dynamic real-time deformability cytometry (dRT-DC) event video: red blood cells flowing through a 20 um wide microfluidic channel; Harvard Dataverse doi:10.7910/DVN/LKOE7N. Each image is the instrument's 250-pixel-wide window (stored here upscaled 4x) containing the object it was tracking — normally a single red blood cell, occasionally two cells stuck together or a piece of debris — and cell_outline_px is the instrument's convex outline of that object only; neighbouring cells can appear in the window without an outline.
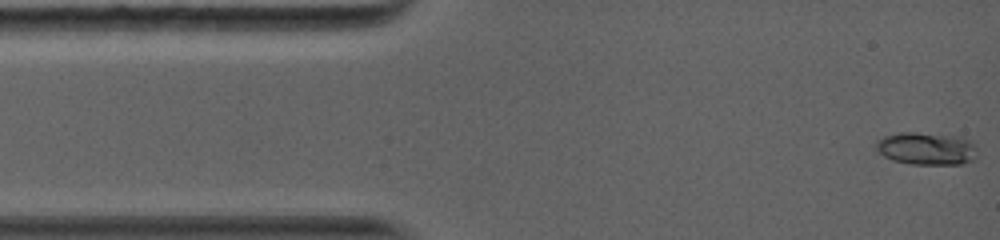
{"species": "common noctule bat (a hibernating species)", "species_latin": "Nyctalus noctula", "temperature_condition": "warm", "stored_images_in_passage": 26, "camera_frame_rate_fps": 5000, "um_per_image_px": 0.085, "animal": {"sex": "female", "body_mass_g": 19.0, "forearm_length_mm": 56.7}, "frame": {"image": 1, "passage_image": 1, "time_ms": 0.0, "image_size_px": [1000, 240], "cell_outline_px": [[976, 148], [972, 160], [960, 164], [912, 164], [892, 160], [884, 156], [876, 148], [876, 140], [884, 136], [900, 132], [916, 132], [960, 136], [972, 140]], "centroid_in_image_um": [78.74, 12.61], "position_along_channel_um": 6.3, "area_um2": 19.25}}
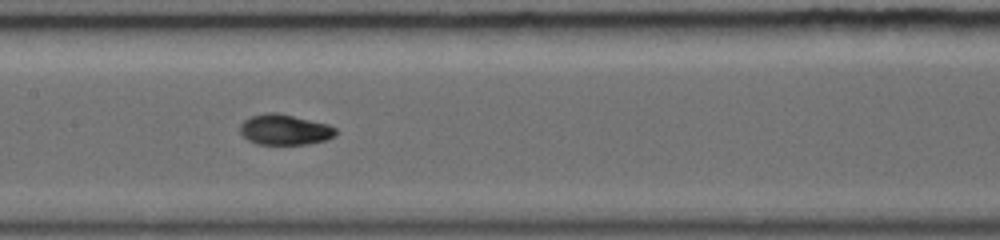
{"frame": {"image": 2, "passage_image": 11, "time_ms": 6.2, "image_size_px": [1000, 240], "cell_outline_px": [[336, 136], [328, 140], [308, 144], [256, 144], [248, 140], [240, 132], [240, 124], [244, 120], [252, 116], [264, 112], [276, 112], [328, 124], [336, 128]], "centroid_in_image_um": [24.21, 11.02], "position_along_channel_um": 183.2, "area_um2": 17.11}}
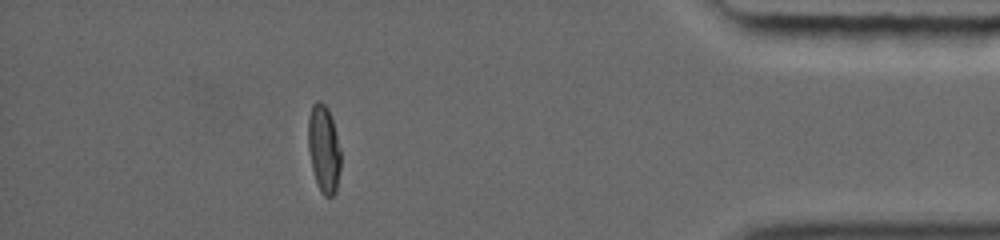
{"frame": {"image": 3, "passage_image": 22, "time_ms": 12.8, "image_size_px": [1000, 240], "cell_outline_px": [[340, 168], [336, 192], [332, 196], [324, 196], [320, 192], [312, 168], [308, 148], [308, 116], [312, 104], [316, 100], [320, 100], [328, 108], [332, 120], [340, 148]], "centroid_in_image_um": [27.51, 12.63], "position_along_channel_um": 407.7, "area_um2": 16.65}, "authors_computed_cell_mechanics": {"area_um2": 17.051, "velocity_mm_per_s": 4.0929, "shape_relaxation_time_tau1_ms": 8.8359, "shape_relaxation_time_tau2_ms": 1.5297, "deformation_change_tau1": 0.2897, "deformation_change_tau2": 0.0383}}